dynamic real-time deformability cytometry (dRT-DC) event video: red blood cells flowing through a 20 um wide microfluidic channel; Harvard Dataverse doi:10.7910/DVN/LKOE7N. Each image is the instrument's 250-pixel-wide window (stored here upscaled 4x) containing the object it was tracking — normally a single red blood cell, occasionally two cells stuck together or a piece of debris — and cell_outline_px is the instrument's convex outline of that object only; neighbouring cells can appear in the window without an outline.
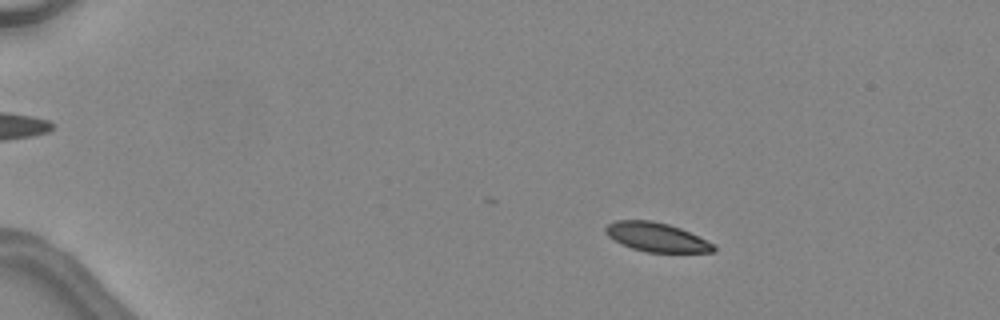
{"species": "common noctule bat (a hibernating species)", "species_latin": "Nyctalus noctula", "temperature_condition": "warm", "stored_images_in_passage": 41, "camera_frame_rate_fps": 3000, "um_per_image_px": 0.085, "animal": {"sex": "female", "body_mass_g": 24.6, "forearm_length_mm": 56.2}, "frame": {"image": 1, "passage_image": 10, "time_ms": 3.0, "image_size_px": [1000, 320], "cell_outline_px": [[716, 252], [648, 252], [632, 248], [620, 244], [608, 236], [604, 232], [604, 228], [608, 224], [616, 220], [652, 220], [668, 224], [680, 228], [716, 244]], "centroid_in_image_um": [55.8, 20.16], "position_along_channel_um": 29.2, "area_um2": 18.38}}
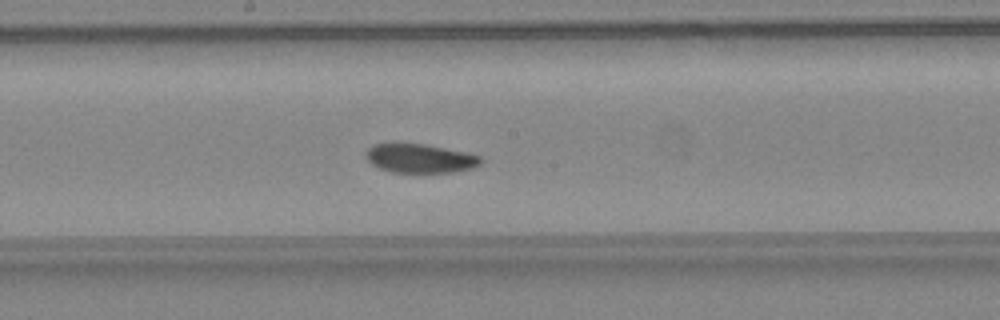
{"frame": {"image": 2, "passage_image": 29, "time_ms": 9.333, "image_size_px": [1000, 320], "cell_outline_px": [[484, 160], [480, 164], [472, 168], [452, 172], [392, 172], [380, 168], [372, 164], [364, 156], [368, 148], [372, 144], [424, 144], [464, 152], [480, 156]], "centroid_in_image_um": [35.69, 13.46], "position_along_channel_um": 212.5, "area_um2": 19.13}}
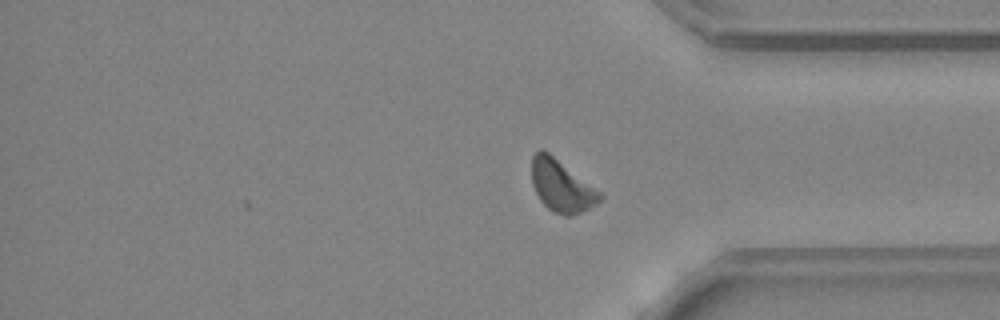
{"frame": {"image": 3, "passage_image": 41, "time_ms": 13.333, "image_size_px": [1000, 320], "cell_outline_px": [[604, 196], [596, 204], [580, 212], [568, 216], [564, 216], [552, 212], [540, 200], [532, 184], [532, 156], [540, 148], [548, 152], [600, 192]], "centroid_in_image_um": [47.7, 15.81], "position_along_channel_um": 387.5, "area_um2": 20.23}, "authors_computed_cell_mechanics": {"area_um2": 19.7676, "velocity_mm_per_s": 4.5091, "shape_relaxation_time_tau1_ms": 2.5862, "shape_relaxation_time_tau2_ms": null, "deformation_change_tau1": 0.0797, "deformation_change_tau2": null}}